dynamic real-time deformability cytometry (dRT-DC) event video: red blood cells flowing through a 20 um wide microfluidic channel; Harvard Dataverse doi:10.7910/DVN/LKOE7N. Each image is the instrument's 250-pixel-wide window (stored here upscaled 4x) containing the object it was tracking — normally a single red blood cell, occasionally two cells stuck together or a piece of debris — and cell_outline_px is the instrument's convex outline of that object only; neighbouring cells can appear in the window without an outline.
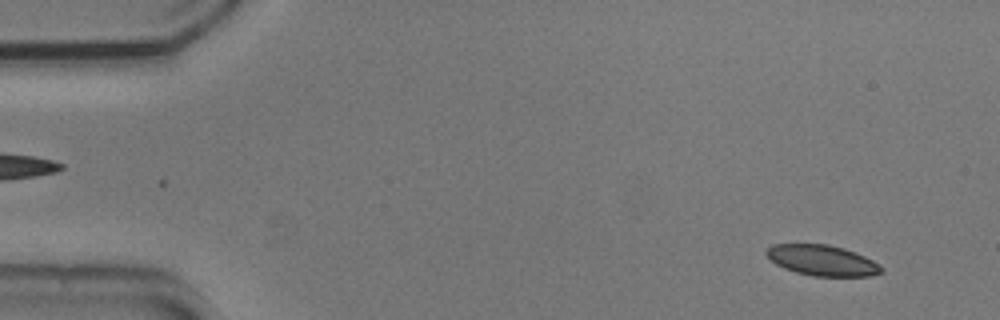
{"species": "common noctule bat (a hibernating species)", "species_latin": "Nyctalus noctula", "temperature_condition": "cold", "stored_images_in_passage": 54, "camera_frame_rate_fps": 3000, "um_per_image_px": 0.085, "animal": {"sex": "male", "body_mass_g": 20.5, "forearm_length_mm": 52.5}, "frame": {"image": 1, "passage_image": 4, "time_ms": 1.0, "image_size_px": [1000, 320], "cell_outline_px": [[884, 272], [872, 276], [812, 276], [796, 272], [784, 268], [776, 264], [764, 252], [772, 244], [828, 244], [844, 248], [856, 252], [872, 260], [884, 268]], "centroid_in_image_um": [69.91, 22.13], "position_along_channel_um": 15.1, "area_um2": 20.58}}
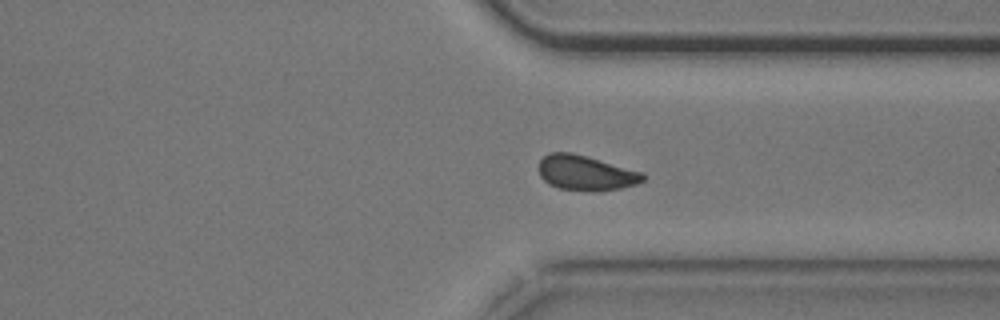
{"frame": {"image": 2, "passage_image": 41, "time_ms": 13.333, "image_size_px": [1000, 320], "cell_outline_px": [[648, 176], [644, 180], [636, 184], [620, 188], [596, 192], [592, 192], [560, 188], [548, 184], [540, 176], [540, 160], [548, 152], [572, 152], [644, 172]], "centroid_in_image_um": [49.82, 14.7], "position_along_channel_um": 361.6, "area_um2": 21.44}}
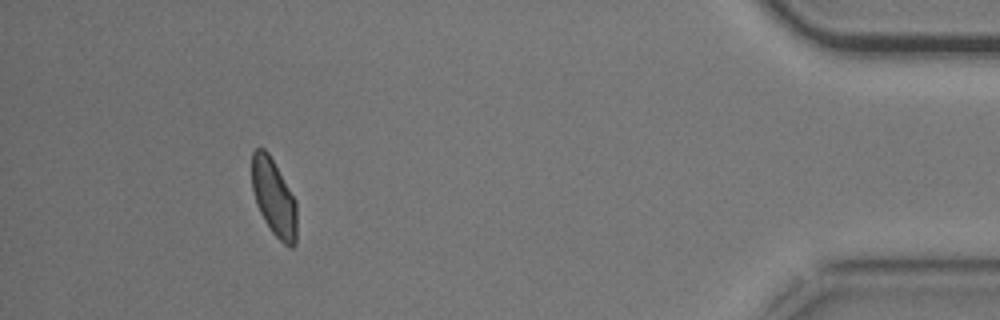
{"frame": {"image": 3, "passage_image": 50, "time_ms": 16.333, "image_size_px": [1000, 320], "cell_outline_px": [[296, 244], [292, 248], [288, 248], [272, 232], [264, 220], [256, 204], [252, 188], [252, 152], [256, 148], [264, 148], [268, 152], [296, 200]], "centroid_in_image_um": [23.28, 16.81], "position_along_channel_um": 411.9, "area_um2": 20.17}, "authors_computed_cell_mechanics": {"area_um2": 21.4438, "velocity_mm_per_s": 3.6787, "shape_relaxation_time_tau1_ms": null, "shape_relaxation_time_tau2_ms": 3.1866, "deformation_change_tau1": null, "deformation_change_tau2": 0.0701}}